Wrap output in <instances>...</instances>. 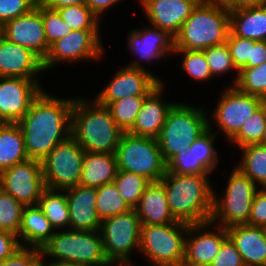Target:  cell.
I'll return each instance as SVG.
<instances>
[{"mask_svg": "<svg viewBox=\"0 0 266 266\" xmlns=\"http://www.w3.org/2000/svg\"><path fill=\"white\" fill-rule=\"evenodd\" d=\"M74 98H57L45 89L33 100L18 122L24 134L29 159L42 160L71 136V113Z\"/></svg>", "mask_w": 266, "mask_h": 266, "instance_id": "1", "label": "cell"}, {"mask_svg": "<svg viewBox=\"0 0 266 266\" xmlns=\"http://www.w3.org/2000/svg\"><path fill=\"white\" fill-rule=\"evenodd\" d=\"M211 175L166 172L161 178L171 214L176 221L192 225L211 220L214 186Z\"/></svg>", "mask_w": 266, "mask_h": 266, "instance_id": "2", "label": "cell"}, {"mask_svg": "<svg viewBox=\"0 0 266 266\" xmlns=\"http://www.w3.org/2000/svg\"><path fill=\"white\" fill-rule=\"evenodd\" d=\"M91 99L75 97L71 136L85 152L114 154L124 132L114 122L109 109Z\"/></svg>", "mask_w": 266, "mask_h": 266, "instance_id": "3", "label": "cell"}, {"mask_svg": "<svg viewBox=\"0 0 266 266\" xmlns=\"http://www.w3.org/2000/svg\"><path fill=\"white\" fill-rule=\"evenodd\" d=\"M229 32L230 8L200 2L174 37V49L205 50L226 43Z\"/></svg>", "mask_w": 266, "mask_h": 266, "instance_id": "4", "label": "cell"}, {"mask_svg": "<svg viewBox=\"0 0 266 266\" xmlns=\"http://www.w3.org/2000/svg\"><path fill=\"white\" fill-rule=\"evenodd\" d=\"M177 101L169 110L157 138L165 162L186 151L208 128V109ZM206 107V108H205ZM206 110V111H205Z\"/></svg>", "mask_w": 266, "mask_h": 266, "instance_id": "5", "label": "cell"}, {"mask_svg": "<svg viewBox=\"0 0 266 266\" xmlns=\"http://www.w3.org/2000/svg\"><path fill=\"white\" fill-rule=\"evenodd\" d=\"M41 256L52 262L113 266L105 256L99 230H57L41 249Z\"/></svg>", "mask_w": 266, "mask_h": 266, "instance_id": "6", "label": "cell"}, {"mask_svg": "<svg viewBox=\"0 0 266 266\" xmlns=\"http://www.w3.org/2000/svg\"><path fill=\"white\" fill-rule=\"evenodd\" d=\"M188 224L141 225L139 254L150 266H182Z\"/></svg>", "mask_w": 266, "mask_h": 266, "instance_id": "7", "label": "cell"}, {"mask_svg": "<svg viewBox=\"0 0 266 266\" xmlns=\"http://www.w3.org/2000/svg\"><path fill=\"white\" fill-rule=\"evenodd\" d=\"M229 174L225 192L217 194L216 189L214 191L210 220L226 229L234 225L248 224L254 196L260 189L235 167Z\"/></svg>", "mask_w": 266, "mask_h": 266, "instance_id": "8", "label": "cell"}, {"mask_svg": "<svg viewBox=\"0 0 266 266\" xmlns=\"http://www.w3.org/2000/svg\"><path fill=\"white\" fill-rule=\"evenodd\" d=\"M114 154L118 170L142 175L151 182L160 181L167 172L157 139L124 132Z\"/></svg>", "mask_w": 266, "mask_h": 266, "instance_id": "9", "label": "cell"}, {"mask_svg": "<svg viewBox=\"0 0 266 266\" xmlns=\"http://www.w3.org/2000/svg\"><path fill=\"white\" fill-rule=\"evenodd\" d=\"M99 231L105 256L113 266L134 265L131 255L135 251L139 253L141 233V222L135 208L106 218Z\"/></svg>", "mask_w": 266, "mask_h": 266, "instance_id": "10", "label": "cell"}, {"mask_svg": "<svg viewBox=\"0 0 266 266\" xmlns=\"http://www.w3.org/2000/svg\"><path fill=\"white\" fill-rule=\"evenodd\" d=\"M85 151L70 136L42 160L46 188L66 190L80 184Z\"/></svg>", "mask_w": 266, "mask_h": 266, "instance_id": "11", "label": "cell"}, {"mask_svg": "<svg viewBox=\"0 0 266 266\" xmlns=\"http://www.w3.org/2000/svg\"><path fill=\"white\" fill-rule=\"evenodd\" d=\"M223 86L222 93L213 112L208 111V123H214L218 130L223 132L228 142L241 128L245 121L265 102L259 96L246 94L235 86ZM210 117V118H209ZM211 121V122H210Z\"/></svg>", "mask_w": 266, "mask_h": 266, "instance_id": "12", "label": "cell"}, {"mask_svg": "<svg viewBox=\"0 0 266 266\" xmlns=\"http://www.w3.org/2000/svg\"><path fill=\"white\" fill-rule=\"evenodd\" d=\"M101 30H72L65 37L54 42L48 55L43 61L44 71L48 72L61 63H77L98 61L103 58L105 51ZM104 53V54H103ZM56 65V66H55Z\"/></svg>", "mask_w": 266, "mask_h": 266, "instance_id": "13", "label": "cell"}, {"mask_svg": "<svg viewBox=\"0 0 266 266\" xmlns=\"http://www.w3.org/2000/svg\"><path fill=\"white\" fill-rule=\"evenodd\" d=\"M126 37L128 38L127 48L135 57L133 61L126 63L130 68L143 69L152 73L149 66L145 68L146 64L154 65V60L155 63L164 58V61H167L171 58L169 56H173L174 38L160 28L150 24L145 25L139 29L130 30Z\"/></svg>", "mask_w": 266, "mask_h": 266, "instance_id": "14", "label": "cell"}, {"mask_svg": "<svg viewBox=\"0 0 266 266\" xmlns=\"http://www.w3.org/2000/svg\"><path fill=\"white\" fill-rule=\"evenodd\" d=\"M0 188L24 206L37 205L46 189L42 162L28 159L1 171Z\"/></svg>", "mask_w": 266, "mask_h": 266, "instance_id": "15", "label": "cell"}, {"mask_svg": "<svg viewBox=\"0 0 266 266\" xmlns=\"http://www.w3.org/2000/svg\"><path fill=\"white\" fill-rule=\"evenodd\" d=\"M109 82L94 95V99L103 106L124 97L147 96L163 79L147 70L119 67Z\"/></svg>", "mask_w": 266, "mask_h": 266, "instance_id": "16", "label": "cell"}, {"mask_svg": "<svg viewBox=\"0 0 266 266\" xmlns=\"http://www.w3.org/2000/svg\"><path fill=\"white\" fill-rule=\"evenodd\" d=\"M43 89L39 80L0 77V123H18Z\"/></svg>", "mask_w": 266, "mask_h": 266, "instance_id": "17", "label": "cell"}, {"mask_svg": "<svg viewBox=\"0 0 266 266\" xmlns=\"http://www.w3.org/2000/svg\"><path fill=\"white\" fill-rule=\"evenodd\" d=\"M227 238V229L211 221L188 225L182 266H209Z\"/></svg>", "mask_w": 266, "mask_h": 266, "instance_id": "18", "label": "cell"}, {"mask_svg": "<svg viewBox=\"0 0 266 266\" xmlns=\"http://www.w3.org/2000/svg\"><path fill=\"white\" fill-rule=\"evenodd\" d=\"M0 34L7 40L31 50L42 61L48 55L50 47L46 40L40 1L29 13L6 22L1 27Z\"/></svg>", "mask_w": 266, "mask_h": 266, "instance_id": "19", "label": "cell"}, {"mask_svg": "<svg viewBox=\"0 0 266 266\" xmlns=\"http://www.w3.org/2000/svg\"><path fill=\"white\" fill-rule=\"evenodd\" d=\"M201 0H138L148 24L175 37Z\"/></svg>", "mask_w": 266, "mask_h": 266, "instance_id": "20", "label": "cell"}, {"mask_svg": "<svg viewBox=\"0 0 266 266\" xmlns=\"http://www.w3.org/2000/svg\"><path fill=\"white\" fill-rule=\"evenodd\" d=\"M43 61L31 50L0 34V77L40 80Z\"/></svg>", "mask_w": 266, "mask_h": 266, "instance_id": "21", "label": "cell"}, {"mask_svg": "<svg viewBox=\"0 0 266 266\" xmlns=\"http://www.w3.org/2000/svg\"><path fill=\"white\" fill-rule=\"evenodd\" d=\"M165 83L161 82L144 99L137 119L129 133L157 139L167 114L176 101H165ZM163 99V100H162Z\"/></svg>", "mask_w": 266, "mask_h": 266, "instance_id": "22", "label": "cell"}, {"mask_svg": "<svg viewBox=\"0 0 266 266\" xmlns=\"http://www.w3.org/2000/svg\"><path fill=\"white\" fill-rule=\"evenodd\" d=\"M69 207V229L80 231H97L101 219L96 210V188L77 185L66 189Z\"/></svg>", "mask_w": 266, "mask_h": 266, "instance_id": "23", "label": "cell"}, {"mask_svg": "<svg viewBox=\"0 0 266 266\" xmlns=\"http://www.w3.org/2000/svg\"><path fill=\"white\" fill-rule=\"evenodd\" d=\"M245 266H266V230L249 224L227 228Z\"/></svg>", "mask_w": 266, "mask_h": 266, "instance_id": "24", "label": "cell"}, {"mask_svg": "<svg viewBox=\"0 0 266 266\" xmlns=\"http://www.w3.org/2000/svg\"><path fill=\"white\" fill-rule=\"evenodd\" d=\"M141 225L176 222L169 209L165 187L161 181L151 182L135 207Z\"/></svg>", "mask_w": 266, "mask_h": 266, "instance_id": "25", "label": "cell"}, {"mask_svg": "<svg viewBox=\"0 0 266 266\" xmlns=\"http://www.w3.org/2000/svg\"><path fill=\"white\" fill-rule=\"evenodd\" d=\"M55 229L38 205L25 206L19 230V243L24 247L42 249Z\"/></svg>", "mask_w": 266, "mask_h": 266, "instance_id": "26", "label": "cell"}, {"mask_svg": "<svg viewBox=\"0 0 266 266\" xmlns=\"http://www.w3.org/2000/svg\"><path fill=\"white\" fill-rule=\"evenodd\" d=\"M230 31L238 37L266 41V5L230 9Z\"/></svg>", "mask_w": 266, "mask_h": 266, "instance_id": "27", "label": "cell"}, {"mask_svg": "<svg viewBox=\"0 0 266 266\" xmlns=\"http://www.w3.org/2000/svg\"><path fill=\"white\" fill-rule=\"evenodd\" d=\"M118 172L115 154L85 152L80 185L97 188L113 182Z\"/></svg>", "mask_w": 266, "mask_h": 266, "instance_id": "28", "label": "cell"}, {"mask_svg": "<svg viewBox=\"0 0 266 266\" xmlns=\"http://www.w3.org/2000/svg\"><path fill=\"white\" fill-rule=\"evenodd\" d=\"M28 159L19 124L0 123V172Z\"/></svg>", "mask_w": 266, "mask_h": 266, "instance_id": "29", "label": "cell"}, {"mask_svg": "<svg viewBox=\"0 0 266 266\" xmlns=\"http://www.w3.org/2000/svg\"><path fill=\"white\" fill-rule=\"evenodd\" d=\"M240 160L235 165L243 175L259 188L266 189V146L250 144L239 148Z\"/></svg>", "mask_w": 266, "mask_h": 266, "instance_id": "30", "label": "cell"}, {"mask_svg": "<svg viewBox=\"0 0 266 266\" xmlns=\"http://www.w3.org/2000/svg\"><path fill=\"white\" fill-rule=\"evenodd\" d=\"M37 205L48 218L55 231L69 229L70 215L66 190L46 188Z\"/></svg>", "mask_w": 266, "mask_h": 266, "instance_id": "31", "label": "cell"}, {"mask_svg": "<svg viewBox=\"0 0 266 266\" xmlns=\"http://www.w3.org/2000/svg\"><path fill=\"white\" fill-rule=\"evenodd\" d=\"M266 123V101L249 117L240 130L228 141L236 148L260 144Z\"/></svg>", "mask_w": 266, "mask_h": 266, "instance_id": "32", "label": "cell"}, {"mask_svg": "<svg viewBox=\"0 0 266 266\" xmlns=\"http://www.w3.org/2000/svg\"><path fill=\"white\" fill-rule=\"evenodd\" d=\"M96 210L101 221L132 209L113 182L96 188Z\"/></svg>", "mask_w": 266, "mask_h": 266, "instance_id": "33", "label": "cell"}, {"mask_svg": "<svg viewBox=\"0 0 266 266\" xmlns=\"http://www.w3.org/2000/svg\"><path fill=\"white\" fill-rule=\"evenodd\" d=\"M213 123H208V128L194 141L190 148H193V156L196 161H199L211 174L219 171V155L216 149L215 139L217 134L214 131ZM216 137V138H215Z\"/></svg>", "mask_w": 266, "mask_h": 266, "instance_id": "34", "label": "cell"}, {"mask_svg": "<svg viewBox=\"0 0 266 266\" xmlns=\"http://www.w3.org/2000/svg\"><path fill=\"white\" fill-rule=\"evenodd\" d=\"M145 97L146 96H128L109 103L106 106L114 122L123 132H129L133 128Z\"/></svg>", "mask_w": 266, "mask_h": 266, "instance_id": "35", "label": "cell"}, {"mask_svg": "<svg viewBox=\"0 0 266 266\" xmlns=\"http://www.w3.org/2000/svg\"><path fill=\"white\" fill-rule=\"evenodd\" d=\"M174 56L179 55L181 57L180 68L185 72L190 79L196 80L198 83L212 81V76L207 59L203 50H183L174 49Z\"/></svg>", "mask_w": 266, "mask_h": 266, "instance_id": "36", "label": "cell"}, {"mask_svg": "<svg viewBox=\"0 0 266 266\" xmlns=\"http://www.w3.org/2000/svg\"><path fill=\"white\" fill-rule=\"evenodd\" d=\"M113 183L129 206L135 208L151 181L142 175L118 170Z\"/></svg>", "mask_w": 266, "mask_h": 266, "instance_id": "37", "label": "cell"}, {"mask_svg": "<svg viewBox=\"0 0 266 266\" xmlns=\"http://www.w3.org/2000/svg\"><path fill=\"white\" fill-rule=\"evenodd\" d=\"M62 20L72 30H100L101 20L91 11L86 4L71 5L57 9Z\"/></svg>", "mask_w": 266, "mask_h": 266, "instance_id": "38", "label": "cell"}, {"mask_svg": "<svg viewBox=\"0 0 266 266\" xmlns=\"http://www.w3.org/2000/svg\"><path fill=\"white\" fill-rule=\"evenodd\" d=\"M203 51L205 53L210 72L214 78L225 75L226 73L228 74L230 70L231 73L234 71L233 74L235 76L232 75L234 78L230 83V86H234L237 82L239 71L233 64L232 57L226 43L208 47Z\"/></svg>", "mask_w": 266, "mask_h": 266, "instance_id": "39", "label": "cell"}, {"mask_svg": "<svg viewBox=\"0 0 266 266\" xmlns=\"http://www.w3.org/2000/svg\"><path fill=\"white\" fill-rule=\"evenodd\" d=\"M234 86L243 93L259 96L266 101V62L241 69Z\"/></svg>", "mask_w": 266, "mask_h": 266, "instance_id": "40", "label": "cell"}, {"mask_svg": "<svg viewBox=\"0 0 266 266\" xmlns=\"http://www.w3.org/2000/svg\"><path fill=\"white\" fill-rule=\"evenodd\" d=\"M24 205L0 188V230L15 234L19 240V230Z\"/></svg>", "mask_w": 266, "mask_h": 266, "instance_id": "41", "label": "cell"}, {"mask_svg": "<svg viewBox=\"0 0 266 266\" xmlns=\"http://www.w3.org/2000/svg\"><path fill=\"white\" fill-rule=\"evenodd\" d=\"M167 171L181 175H212L193 156V148L178 153L167 162Z\"/></svg>", "mask_w": 266, "mask_h": 266, "instance_id": "42", "label": "cell"}, {"mask_svg": "<svg viewBox=\"0 0 266 266\" xmlns=\"http://www.w3.org/2000/svg\"><path fill=\"white\" fill-rule=\"evenodd\" d=\"M41 17L49 47L72 31L71 27L62 20L57 10L50 9L42 3Z\"/></svg>", "mask_w": 266, "mask_h": 266, "instance_id": "43", "label": "cell"}, {"mask_svg": "<svg viewBox=\"0 0 266 266\" xmlns=\"http://www.w3.org/2000/svg\"><path fill=\"white\" fill-rule=\"evenodd\" d=\"M226 45L229 48L234 66L238 71L248 68V60H251L254 40L235 36L231 31L227 36Z\"/></svg>", "mask_w": 266, "mask_h": 266, "instance_id": "44", "label": "cell"}, {"mask_svg": "<svg viewBox=\"0 0 266 266\" xmlns=\"http://www.w3.org/2000/svg\"><path fill=\"white\" fill-rule=\"evenodd\" d=\"M39 0H0V27L6 22L29 13Z\"/></svg>", "mask_w": 266, "mask_h": 266, "instance_id": "45", "label": "cell"}, {"mask_svg": "<svg viewBox=\"0 0 266 266\" xmlns=\"http://www.w3.org/2000/svg\"><path fill=\"white\" fill-rule=\"evenodd\" d=\"M209 266H245V264L235 244L228 237Z\"/></svg>", "mask_w": 266, "mask_h": 266, "instance_id": "46", "label": "cell"}, {"mask_svg": "<svg viewBox=\"0 0 266 266\" xmlns=\"http://www.w3.org/2000/svg\"><path fill=\"white\" fill-rule=\"evenodd\" d=\"M41 258V249L21 246L9 258L0 262V266H33Z\"/></svg>", "mask_w": 266, "mask_h": 266, "instance_id": "47", "label": "cell"}, {"mask_svg": "<svg viewBox=\"0 0 266 266\" xmlns=\"http://www.w3.org/2000/svg\"><path fill=\"white\" fill-rule=\"evenodd\" d=\"M249 225L266 228V189L260 188L253 199Z\"/></svg>", "mask_w": 266, "mask_h": 266, "instance_id": "48", "label": "cell"}, {"mask_svg": "<svg viewBox=\"0 0 266 266\" xmlns=\"http://www.w3.org/2000/svg\"><path fill=\"white\" fill-rule=\"evenodd\" d=\"M19 247L21 245L15 234L0 230V262L11 257Z\"/></svg>", "mask_w": 266, "mask_h": 266, "instance_id": "49", "label": "cell"}, {"mask_svg": "<svg viewBox=\"0 0 266 266\" xmlns=\"http://www.w3.org/2000/svg\"><path fill=\"white\" fill-rule=\"evenodd\" d=\"M125 0H87L86 5L91 9V11L101 20L108 11V9L117 6L120 2Z\"/></svg>", "mask_w": 266, "mask_h": 266, "instance_id": "50", "label": "cell"}, {"mask_svg": "<svg viewBox=\"0 0 266 266\" xmlns=\"http://www.w3.org/2000/svg\"><path fill=\"white\" fill-rule=\"evenodd\" d=\"M266 62V41H255L252 47L251 60H248V67L259 66Z\"/></svg>", "mask_w": 266, "mask_h": 266, "instance_id": "51", "label": "cell"}, {"mask_svg": "<svg viewBox=\"0 0 266 266\" xmlns=\"http://www.w3.org/2000/svg\"><path fill=\"white\" fill-rule=\"evenodd\" d=\"M46 7L57 10L71 5L86 4L87 0H39Z\"/></svg>", "mask_w": 266, "mask_h": 266, "instance_id": "52", "label": "cell"}, {"mask_svg": "<svg viewBox=\"0 0 266 266\" xmlns=\"http://www.w3.org/2000/svg\"><path fill=\"white\" fill-rule=\"evenodd\" d=\"M266 5V0H232L227 6L230 9H238L242 7Z\"/></svg>", "mask_w": 266, "mask_h": 266, "instance_id": "53", "label": "cell"}, {"mask_svg": "<svg viewBox=\"0 0 266 266\" xmlns=\"http://www.w3.org/2000/svg\"><path fill=\"white\" fill-rule=\"evenodd\" d=\"M43 263L45 264V266H88V265L77 264V263L52 262V261H48L44 258H43Z\"/></svg>", "mask_w": 266, "mask_h": 266, "instance_id": "54", "label": "cell"}, {"mask_svg": "<svg viewBox=\"0 0 266 266\" xmlns=\"http://www.w3.org/2000/svg\"><path fill=\"white\" fill-rule=\"evenodd\" d=\"M232 0H201L204 3L228 5Z\"/></svg>", "mask_w": 266, "mask_h": 266, "instance_id": "55", "label": "cell"}, {"mask_svg": "<svg viewBox=\"0 0 266 266\" xmlns=\"http://www.w3.org/2000/svg\"><path fill=\"white\" fill-rule=\"evenodd\" d=\"M260 145L266 146V123H265V130L263 132V137H262Z\"/></svg>", "mask_w": 266, "mask_h": 266, "instance_id": "56", "label": "cell"}, {"mask_svg": "<svg viewBox=\"0 0 266 266\" xmlns=\"http://www.w3.org/2000/svg\"><path fill=\"white\" fill-rule=\"evenodd\" d=\"M33 266H45L43 263V257L41 256V258Z\"/></svg>", "mask_w": 266, "mask_h": 266, "instance_id": "57", "label": "cell"}, {"mask_svg": "<svg viewBox=\"0 0 266 266\" xmlns=\"http://www.w3.org/2000/svg\"><path fill=\"white\" fill-rule=\"evenodd\" d=\"M122 266H136V264H134V265H122Z\"/></svg>", "mask_w": 266, "mask_h": 266, "instance_id": "58", "label": "cell"}]
</instances>
